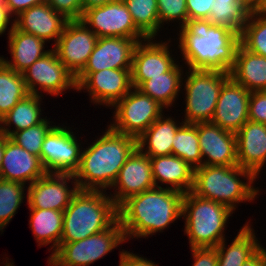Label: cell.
Here are the masks:
<instances>
[{"mask_svg":"<svg viewBox=\"0 0 266 266\" xmlns=\"http://www.w3.org/2000/svg\"><path fill=\"white\" fill-rule=\"evenodd\" d=\"M183 196L176 190L155 187L125 200L118 207V220L126 242L163 232L182 218Z\"/></svg>","mask_w":266,"mask_h":266,"instance_id":"1","label":"cell"},{"mask_svg":"<svg viewBox=\"0 0 266 266\" xmlns=\"http://www.w3.org/2000/svg\"><path fill=\"white\" fill-rule=\"evenodd\" d=\"M178 48L188 69L221 70L229 73L235 63L240 35L206 22L179 28Z\"/></svg>","mask_w":266,"mask_h":266,"instance_id":"2","label":"cell"},{"mask_svg":"<svg viewBox=\"0 0 266 266\" xmlns=\"http://www.w3.org/2000/svg\"><path fill=\"white\" fill-rule=\"evenodd\" d=\"M95 140L82 150L80 166L74 177L81 190L106 191L137 148V139L117 133L108 126Z\"/></svg>","mask_w":266,"mask_h":266,"instance_id":"3","label":"cell"},{"mask_svg":"<svg viewBox=\"0 0 266 266\" xmlns=\"http://www.w3.org/2000/svg\"><path fill=\"white\" fill-rule=\"evenodd\" d=\"M118 220V207L102 190H81L63 211L60 243L85 239L110 228Z\"/></svg>","mask_w":266,"mask_h":266,"instance_id":"4","label":"cell"},{"mask_svg":"<svg viewBox=\"0 0 266 266\" xmlns=\"http://www.w3.org/2000/svg\"><path fill=\"white\" fill-rule=\"evenodd\" d=\"M256 179L251 171L239 165H202L194 169L192 192L199 197L222 203L235 212L238 203L252 202L259 195L260 189L253 186Z\"/></svg>","mask_w":266,"mask_h":266,"instance_id":"5","label":"cell"},{"mask_svg":"<svg viewBox=\"0 0 266 266\" xmlns=\"http://www.w3.org/2000/svg\"><path fill=\"white\" fill-rule=\"evenodd\" d=\"M234 211L228 206L195 195L192 191L182 199L184 233L189 247H216L225 239V229Z\"/></svg>","mask_w":266,"mask_h":266,"instance_id":"6","label":"cell"},{"mask_svg":"<svg viewBox=\"0 0 266 266\" xmlns=\"http://www.w3.org/2000/svg\"><path fill=\"white\" fill-rule=\"evenodd\" d=\"M186 72L187 77L182 83L186 104L182 121L191 124L211 122L220 90L230 78V73L206 69H189Z\"/></svg>","mask_w":266,"mask_h":266,"instance_id":"7","label":"cell"},{"mask_svg":"<svg viewBox=\"0 0 266 266\" xmlns=\"http://www.w3.org/2000/svg\"><path fill=\"white\" fill-rule=\"evenodd\" d=\"M123 243H126L125 236L117 220L110 228L85 239L60 243L56 251L48 257V265L89 266Z\"/></svg>","mask_w":266,"mask_h":266,"instance_id":"8","label":"cell"},{"mask_svg":"<svg viewBox=\"0 0 266 266\" xmlns=\"http://www.w3.org/2000/svg\"><path fill=\"white\" fill-rule=\"evenodd\" d=\"M113 107L114 120L108 126L117 133L135 139L164 113L161 105L137 88L129 91Z\"/></svg>","mask_w":266,"mask_h":266,"instance_id":"9","label":"cell"},{"mask_svg":"<svg viewBox=\"0 0 266 266\" xmlns=\"http://www.w3.org/2000/svg\"><path fill=\"white\" fill-rule=\"evenodd\" d=\"M97 37H122L139 42L147 37L136 27L123 0L85 10L80 19Z\"/></svg>","mask_w":266,"mask_h":266,"instance_id":"10","label":"cell"},{"mask_svg":"<svg viewBox=\"0 0 266 266\" xmlns=\"http://www.w3.org/2000/svg\"><path fill=\"white\" fill-rule=\"evenodd\" d=\"M70 128L55 125L44 139L40 159L48 173L74 174L79 169L83 148Z\"/></svg>","mask_w":266,"mask_h":266,"instance_id":"11","label":"cell"},{"mask_svg":"<svg viewBox=\"0 0 266 266\" xmlns=\"http://www.w3.org/2000/svg\"><path fill=\"white\" fill-rule=\"evenodd\" d=\"M22 74L29 94L42 96L43 91L57 97L68 89L77 90L75 76L58 59L53 49Z\"/></svg>","mask_w":266,"mask_h":266,"instance_id":"12","label":"cell"},{"mask_svg":"<svg viewBox=\"0 0 266 266\" xmlns=\"http://www.w3.org/2000/svg\"><path fill=\"white\" fill-rule=\"evenodd\" d=\"M77 91L86 90L95 105L112 107L133 89L131 69H103L80 72L75 77Z\"/></svg>","mask_w":266,"mask_h":266,"instance_id":"13","label":"cell"},{"mask_svg":"<svg viewBox=\"0 0 266 266\" xmlns=\"http://www.w3.org/2000/svg\"><path fill=\"white\" fill-rule=\"evenodd\" d=\"M69 183L73 185L72 189ZM78 190L74 174L47 172L28 185L26 196L28 208L64 211Z\"/></svg>","mask_w":266,"mask_h":266,"instance_id":"14","label":"cell"},{"mask_svg":"<svg viewBox=\"0 0 266 266\" xmlns=\"http://www.w3.org/2000/svg\"><path fill=\"white\" fill-rule=\"evenodd\" d=\"M97 39V35L81 20H69L52 49L76 77L84 69Z\"/></svg>","mask_w":266,"mask_h":266,"instance_id":"15","label":"cell"},{"mask_svg":"<svg viewBox=\"0 0 266 266\" xmlns=\"http://www.w3.org/2000/svg\"><path fill=\"white\" fill-rule=\"evenodd\" d=\"M153 39L147 38L136 45L131 68L133 88H138L151 77L162 76L179 62L170 49V38L165 42Z\"/></svg>","mask_w":266,"mask_h":266,"instance_id":"16","label":"cell"},{"mask_svg":"<svg viewBox=\"0 0 266 266\" xmlns=\"http://www.w3.org/2000/svg\"><path fill=\"white\" fill-rule=\"evenodd\" d=\"M155 187L150 157L136 148L120 169L109 196L119 207L129 197Z\"/></svg>","mask_w":266,"mask_h":266,"instance_id":"17","label":"cell"},{"mask_svg":"<svg viewBox=\"0 0 266 266\" xmlns=\"http://www.w3.org/2000/svg\"><path fill=\"white\" fill-rule=\"evenodd\" d=\"M250 94L230 77L220 90L211 123L236 134L248 121Z\"/></svg>","mask_w":266,"mask_h":266,"instance_id":"18","label":"cell"},{"mask_svg":"<svg viewBox=\"0 0 266 266\" xmlns=\"http://www.w3.org/2000/svg\"><path fill=\"white\" fill-rule=\"evenodd\" d=\"M202 165L234 166L237 162L236 134L211 122L198 123Z\"/></svg>","mask_w":266,"mask_h":266,"instance_id":"19","label":"cell"},{"mask_svg":"<svg viewBox=\"0 0 266 266\" xmlns=\"http://www.w3.org/2000/svg\"><path fill=\"white\" fill-rule=\"evenodd\" d=\"M138 40L122 37H99L81 72L103 69H131Z\"/></svg>","mask_w":266,"mask_h":266,"instance_id":"20","label":"cell"},{"mask_svg":"<svg viewBox=\"0 0 266 266\" xmlns=\"http://www.w3.org/2000/svg\"><path fill=\"white\" fill-rule=\"evenodd\" d=\"M47 173L39 156L29 153L4 136V155L0 179L30 185Z\"/></svg>","mask_w":266,"mask_h":266,"instance_id":"21","label":"cell"},{"mask_svg":"<svg viewBox=\"0 0 266 266\" xmlns=\"http://www.w3.org/2000/svg\"><path fill=\"white\" fill-rule=\"evenodd\" d=\"M69 20L46 2L22 11L14 18V27L55 45Z\"/></svg>","mask_w":266,"mask_h":266,"instance_id":"22","label":"cell"},{"mask_svg":"<svg viewBox=\"0 0 266 266\" xmlns=\"http://www.w3.org/2000/svg\"><path fill=\"white\" fill-rule=\"evenodd\" d=\"M237 162L257 178L266 165V124L248 120L236 133Z\"/></svg>","mask_w":266,"mask_h":266,"instance_id":"23","label":"cell"},{"mask_svg":"<svg viewBox=\"0 0 266 266\" xmlns=\"http://www.w3.org/2000/svg\"><path fill=\"white\" fill-rule=\"evenodd\" d=\"M150 161L156 187L164 188L163 184H166L165 188L176 190L183 194L192 191L194 168L183 159L171 154L150 157Z\"/></svg>","mask_w":266,"mask_h":266,"instance_id":"24","label":"cell"},{"mask_svg":"<svg viewBox=\"0 0 266 266\" xmlns=\"http://www.w3.org/2000/svg\"><path fill=\"white\" fill-rule=\"evenodd\" d=\"M8 48L11 60H0L17 73H23L35 61L50 51L44 50L46 41L29 33L13 28H8Z\"/></svg>","mask_w":266,"mask_h":266,"instance_id":"25","label":"cell"},{"mask_svg":"<svg viewBox=\"0 0 266 266\" xmlns=\"http://www.w3.org/2000/svg\"><path fill=\"white\" fill-rule=\"evenodd\" d=\"M230 77L248 91L266 90V57L247 50L239 44Z\"/></svg>","mask_w":266,"mask_h":266,"instance_id":"26","label":"cell"},{"mask_svg":"<svg viewBox=\"0 0 266 266\" xmlns=\"http://www.w3.org/2000/svg\"><path fill=\"white\" fill-rule=\"evenodd\" d=\"M163 113L137 138V148L149 157L172 154V141L177 129L184 123L177 122Z\"/></svg>","mask_w":266,"mask_h":266,"instance_id":"27","label":"cell"},{"mask_svg":"<svg viewBox=\"0 0 266 266\" xmlns=\"http://www.w3.org/2000/svg\"><path fill=\"white\" fill-rule=\"evenodd\" d=\"M250 223V221L245 223L239 229L230 245L225 244L227 239L225 238L215 247L218 254V266H242L262 247Z\"/></svg>","mask_w":266,"mask_h":266,"instance_id":"28","label":"cell"},{"mask_svg":"<svg viewBox=\"0 0 266 266\" xmlns=\"http://www.w3.org/2000/svg\"><path fill=\"white\" fill-rule=\"evenodd\" d=\"M183 66L176 63L168 72L162 76L151 77L144 81L137 89L143 94L150 96L163 108L173 106L179 98L183 83ZM177 98V99H176Z\"/></svg>","mask_w":266,"mask_h":266,"instance_id":"29","label":"cell"},{"mask_svg":"<svg viewBox=\"0 0 266 266\" xmlns=\"http://www.w3.org/2000/svg\"><path fill=\"white\" fill-rule=\"evenodd\" d=\"M43 96L29 94L20 100L1 120L0 135L10 137L14 132L25 130L31 126L42 123L41 101ZM13 124V125H12ZM15 129L11 130L10 126Z\"/></svg>","mask_w":266,"mask_h":266,"instance_id":"30","label":"cell"},{"mask_svg":"<svg viewBox=\"0 0 266 266\" xmlns=\"http://www.w3.org/2000/svg\"><path fill=\"white\" fill-rule=\"evenodd\" d=\"M29 225L38 246L52 244V254L59 247L63 230V211L53 209H29Z\"/></svg>","mask_w":266,"mask_h":266,"instance_id":"31","label":"cell"},{"mask_svg":"<svg viewBox=\"0 0 266 266\" xmlns=\"http://www.w3.org/2000/svg\"><path fill=\"white\" fill-rule=\"evenodd\" d=\"M206 23L226 27L241 36L248 21V11L239 0H215Z\"/></svg>","mask_w":266,"mask_h":266,"instance_id":"32","label":"cell"},{"mask_svg":"<svg viewBox=\"0 0 266 266\" xmlns=\"http://www.w3.org/2000/svg\"><path fill=\"white\" fill-rule=\"evenodd\" d=\"M29 92L23 74L17 73L0 60V120Z\"/></svg>","mask_w":266,"mask_h":266,"instance_id":"33","label":"cell"},{"mask_svg":"<svg viewBox=\"0 0 266 266\" xmlns=\"http://www.w3.org/2000/svg\"><path fill=\"white\" fill-rule=\"evenodd\" d=\"M172 154L183 159L192 168L202 166V154L198 141V123H183L172 141Z\"/></svg>","mask_w":266,"mask_h":266,"instance_id":"34","label":"cell"},{"mask_svg":"<svg viewBox=\"0 0 266 266\" xmlns=\"http://www.w3.org/2000/svg\"><path fill=\"white\" fill-rule=\"evenodd\" d=\"M136 27L147 37L156 39L160 32L157 0H123Z\"/></svg>","mask_w":266,"mask_h":266,"instance_id":"35","label":"cell"},{"mask_svg":"<svg viewBox=\"0 0 266 266\" xmlns=\"http://www.w3.org/2000/svg\"><path fill=\"white\" fill-rule=\"evenodd\" d=\"M25 187L20 182L0 179V231L9 224L25 198Z\"/></svg>","mask_w":266,"mask_h":266,"instance_id":"36","label":"cell"},{"mask_svg":"<svg viewBox=\"0 0 266 266\" xmlns=\"http://www.w3.org/2000/svg\"><path fill=\"white\" fill-rule=\"evenodd\" d=\"M240 43L249 51L266 57V16L250 13Z\"/></svg>","mask_w":266,"mask_h":266,"instance_id":"37","label":"cell"},{"mask_svg":"<svg viewBox=\"0 0 266 266\" xmlns=\"http://www.w3.org/2000/svg\"><path fill=\"white\" fill-rule=\"evenodd\" d=\"M49 119L25 130L14 132L9 138L29 153L39 156L46 135L55 126Z\"/></svg>","mask_w":266,"mask_h":266,"instance_id":"38","label":"cell"},{"mask_svg":"<svg viewBox=\"0 0 266 266\" xmlns=\"http://www.w3.org/2000/svg\"><path fill=\"white\" fill-rule=\"evenodd\" d=\"M160 29L171 21H177L178 28L188 26V13L186 0H157Z\"/></svg>","mask_w":266,"mask_h":266,"instance_id":"39","label":"cell"},{"mask_svg":"<svg viewBox=\"0 0 266 266\" xmlns=\"http://www.w3.org/2000/svg\"><path fill=\"white\" fill-rule=\"evenodd\" d=\"M215 0H186L188 26L206 22Z\"/></svg>","mask_w":266,"mask_h":266,"instance_id":"40","label":"cell"},{"mask_svg":"<svg viewBox=\"0 0 266 266\" xmlns=\"http://www.w3.org/2000/svg\"><path fill=\"white\" fill-rule=\"evenodd\" d=\"M248 120L266 124V90L251 92L249 97Z\"/></svg>","mask_w":266,"mask_h":266,"instance_id":"41","label":"cell"},{"mask_svg":"<svg viewBox=\"0 0 266 266\" xmlns=\"http://www.w3.org/2000/svg\"><path fill=\"white\" fill-rule=\"evenodd\" d=\"M83 0H47L46 3L68 20H80L83 14Z\"/></svg>","mask_w":266,"mask_h":266,"instance_id":"42","label":"cell"},{"mask_svg":"<svg viewBox=\"0 0 266 266\" xmlns=\"http://www.w3.org/2000/svg\"><path fill=\"white\" fill-rule=\"evenodd\" d=\"M194 263L192 266H218V254L215 247L190 248Z\"/></svg>","mask_w":266,"mask_h":266,"instance_id":"43","label":"cell"},{"mask_svg":"<svg viewBox=\"0 0 266 266\" xmlns=\"http://www.w3.org/2000/svg\"><path fill=\"white\" fill-rule=\"evenodd\" d=\"M120 251V262L119 266H158L152 260H148L144 256L140 257L139 255L129 252L127 250Z\"/></svg>","mask_w":266,"mask_h":266,"instance_id":"44","label":"cell"},{"mask_svg":"<svg viewBox=\"0 0 266 266\" xmlns=\"http://www.w3.org/2000/svg\"><path fill=\"white\" fill-rule=\"evenodd\" d=\"M47 0H7L9 12L16 17L19 13L32 6L45 3Z\"/></svg>","mask_w":266,"mask_h":266,"instance_id":"45","label":"cell"},{"mask_svg":"<svg viewBox=\"0 0 266 266\" xmlns=\"http://www.w3.org/2000/svg\"><path fill=\"white\" fill-rule=\"evenodd\" d=\"M10 23V28H13L14 16L9 12L8 8H0V36L6 33V30Z\"/></svg>","mask_w":266,"mask_h":266,"instance_id":"46","label":"cell"},{"mask_svg":"<svg viewBox=\"0 0 266 266\" xmlns=\"http://www.w3.org/2000/svg\"><path fill=\"white\" fill-rule=\"evenodd\" d=\"M242 266H266V248L262 246Z\"/></svg>","mask_w":266,"mask_h":266,"instance_id":"47","label":"cell"},{"mask_svg":"<svg viewBox=\"0 0 266 266\" xmlns=\"http://www.w3.org/2000/svg\"><path fill=\"white\" fill-rule=\"evenodd\" d=\"M240 4H242L250 13L256 12L261 3L262 0H239Z\"/></svg>","mask_w":266,"mask_h":266,"instance_id":"48","label":"cell"},{"mask_svg":"<svg viewBox=\"0 0 266 266\" xmlns=\"http://www.w3.org/2000/svg\"><path fill=\"white\" fill-rule=\"evenodd\" d=\"M114 0H83L82 4H83V12L85 10H88L90 8L93 7H99V6H103L109 2H112Z\"/></svg>","mask_w":266,"mask_h":266,"instance_id":"49","label":"cell"},{"mask_svg":"<svg viewBox=\"0 0 266 266\" xmlns=\"http://www.w3.org/2000/svg\"><path fill=\"white\" fill-rule=\"evenodd\" d=\"M3 155H4V136L0 135V168L2 165Z\"/></svg>","mask_w":266,"mask_h":266,"instance_id":"50","label":"cell"},{"mask_svg":"<svg viewBox=\"0 0 266 266\" xmlns=\"http://www.w3.org/2000/svg\"><path fill=\"white\" fill-rule=\"evenodd\" d=\"M256 13L266 16V0H262V3Z\"/></svg>","mask_w":266,"mask_h":266,"instance_id":"51","label":"cell"},{"mask_svg":"<svg viewBox=\"0 0 266 266\" xmlns=\"http://www.w3.org/2000/svg\"><path fill=\"white\" fill-rule=\"evenodd\" d=\"M7 259H5V261H3V262H1V264L3 263L4 264V266H15L14 265V262H11V261H9V258L8 257H6ZM5 262V263H4ZM3 266V265H2Z\"/></svg>","mask_w":266,"mask_h":266,"instance_id":"52","label":"cell"},{"mask_svg":"<svg viewBox=\"0 0 266 266\" xmlns=\"http://www.w3.org/2000/svg\"><path fill=\"white\" fill-rule=\"evenodd\" d=\"M0 8H7V0H0Z\"/></svg>","mask_w":266,"mask_h":266,"instance_id":"53","label":"cell"}]
</instances>
